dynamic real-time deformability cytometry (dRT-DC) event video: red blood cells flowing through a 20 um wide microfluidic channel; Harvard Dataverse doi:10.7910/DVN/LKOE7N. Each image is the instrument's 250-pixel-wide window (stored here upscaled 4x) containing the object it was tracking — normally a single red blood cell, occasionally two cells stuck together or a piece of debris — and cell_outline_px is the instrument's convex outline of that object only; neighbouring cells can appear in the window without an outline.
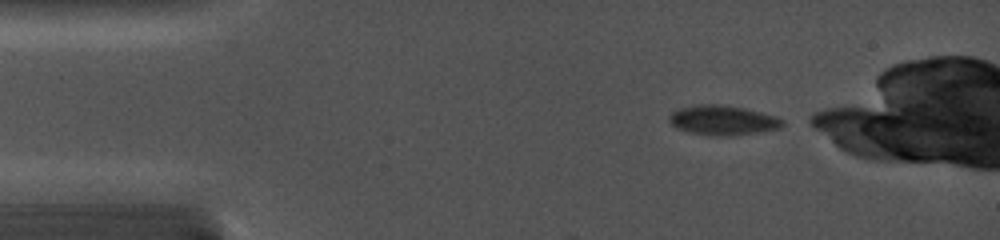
{"species": "common noctule bat (a hibernating species)", "species_latin": "Nyctalus noctula", "temperature_condition": "cold", "stored_images_in_passage": 13, "camera_frame_rate_fps": 5000, "um_per_image_px": 0.085, "animal": {"sex": "female", "body_mass_g": 19.0, "forearm_length_mm": 56.7}, "frame": {"image": 1, "passage_image": 1, "time_ms": 0.0, "image_size_px": [1000, 240], "cell_outline_px": [[784, 124], [780, 128], [732, 136], [708, 136], [688, 132], [676, 128], [668, 120], [668, 116], [672, 112], [680, 108], [696, 104], [720, 104], [744, 108], [776, 116], [784, 120]], "centroid_in_image_um": [61.41, 10.22], "position_along_channel_um": 23.6, "area_um2": 19.77}}
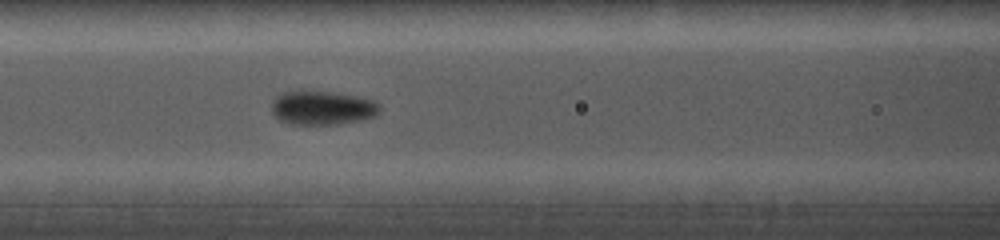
{"frame": {"image": 2, "passage_image": 8, "time_ms": 4.6, "image_size_px": [1000, 240], "cell_outline_px": [[380, 112], [376, 116], [360, 120], [340, 124], [288, 124], [280, 120], [272, 112], [272, 100], [280, 92], [300, 88], [332, 92], [356, 96], [376, 100], [380, 104]], "centroid_in_image_um": [27.37, 9.13], "position_along_channel_um": 139.2, "area_um2": 22.14}}
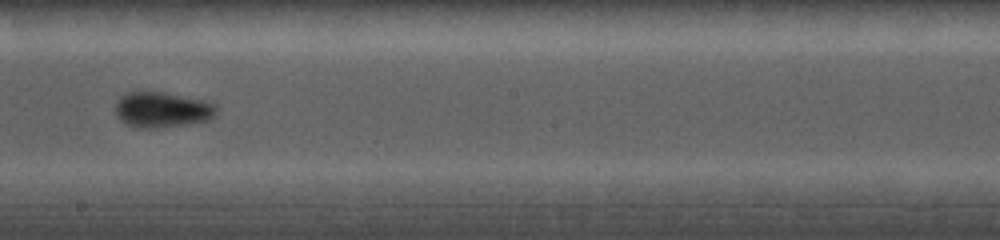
{"frame": {"image": 3, "passage_image": 12, "time_ms": 7.0, "image_size_px": [1000, 240], "cell_outline_px": [[216, 112], [208, 120], [184, 124], [156, 128], [140, 128], [128, 124], [120, 120], [116, 116], [116, 100], [120, 96], [128, 92], [160, 92], [204, 100], [216, 104]], "centroid_in_image_um": [13.75, 9.32], "position_along_channel_um": 234.5, "area_um2": 20.63}}